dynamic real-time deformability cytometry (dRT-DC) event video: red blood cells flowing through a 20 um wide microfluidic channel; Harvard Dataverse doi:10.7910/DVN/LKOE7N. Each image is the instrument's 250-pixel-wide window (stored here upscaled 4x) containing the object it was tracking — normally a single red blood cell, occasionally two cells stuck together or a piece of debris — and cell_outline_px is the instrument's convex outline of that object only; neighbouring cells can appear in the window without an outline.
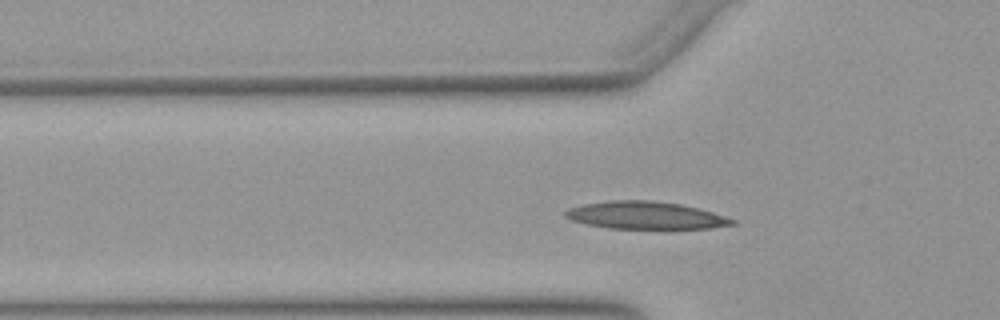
{"species": "Egyptian fruit bat (a non-hibernating species)", "species_latin": "Rousettus aegyptiacus", "temperature_condition": "warm", "stored_images_in_passage": 28, "camera_frame_rate_fps": 3000, "um_per_image_px": 0.085, "animal": {"sex": "female"}, "frame": {"image": 1, "passage_image": 2, "time_ms": 0.333, "image_size_px": [1000, 320], "cell_outline_px": [[736, 224], [712, 228], [608, 228], [584, 224], [572, 220], [564, 216], [564, 212], [568, 208], [584, 204], [612, 200], [648, 200], [680, 204], [712, 212], [736, 220]], "centroid_in_image_um": [54.84, 18.3], "position_along_channel_um": 71.0, "area_um2": 26.53}}
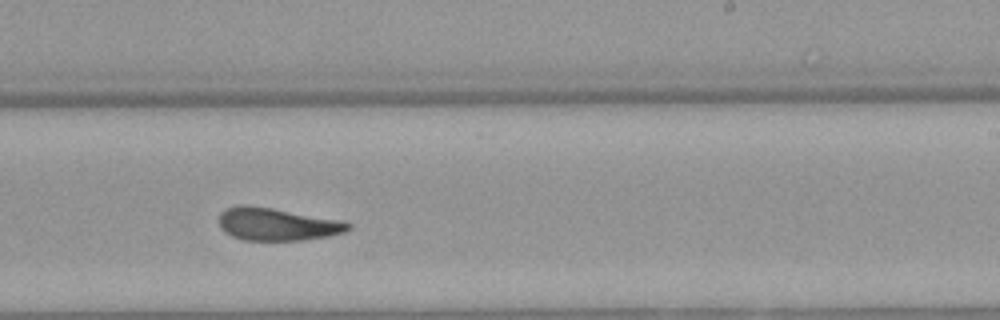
{"frame": {"image": 2, "passage_image": 17, "time_ms": 5.333, "image_size_px": [1000, 320], "cell_outline_px": [[352, 228], [344, 232], [328, 236], [300, 240], [244, 240], [232, 236], [224, 232], [220, 228], [220, 212], [224, 208], [240, 204], [244, 204], [272, 208], [344, 220], [352, 224]], "centroid_in_image_um": [23.56, 19.04], "position_along_channel_um": 265.4, "area_um2": 24.8}}
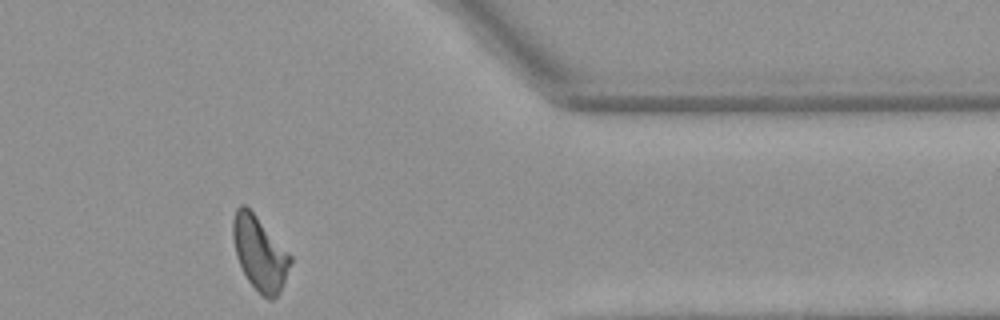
{"frame": {"image": 3, "passage_image": 28, "time_ms": 9.0, "image_size_px": [1000, 320], "cell_outline_px": [[292, 260], [280, 292], [272, 300], [268, 300], [248, 280], [236, 256], [232, 236], [232, 220], [236, 208], [240, 204], [244, 204], [252, 212], [292, 256]], "centroid_in_image_um": [22.06, 21.52], "position_along_channel_um": 389.3, "area_um2": 24.28}, "authors_computed_cell_mechanics": {"area_um2": 24.9696, "velocity_mm_per_s": 3.8972, "shape_relaxation_time_tau1_ms": null, "shape_relaxation_time_tau2_ms": 2.9408, "deformation_change_tau1": null, "deformation_change_tau2": 0.1024}}